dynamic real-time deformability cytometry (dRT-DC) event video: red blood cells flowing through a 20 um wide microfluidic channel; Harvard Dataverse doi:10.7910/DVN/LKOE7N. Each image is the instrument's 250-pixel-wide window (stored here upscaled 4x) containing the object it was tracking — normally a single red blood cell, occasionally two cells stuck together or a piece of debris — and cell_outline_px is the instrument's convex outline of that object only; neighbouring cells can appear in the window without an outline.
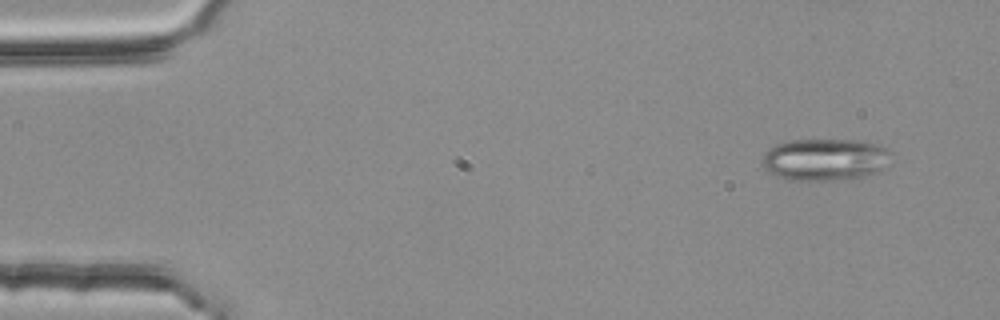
{"species": "common noctule bat (a hibernating species)", "species_latin": "Nyctalus noctula", "temperature_condition": "room temperature", "stored_images_in_passage": 5, "camera_frame_rate_fps": 3000, "um_per_image_px": 0.085, "animal": {"sex": "female", "body_mass_g": 25.1}, "frame": {"image": 1, "passage_image": 1, "time_ms": 0.0, "image_size_px": [1000, 320], "cell_outline_px": [[892, 152], [880, 168], [876, 172], [860, 176], [832, 180], [788, 180], [776, 176], [768, 172], [764, 168], [764, 156], [776, 144], [788, 140], [856, 140], [876, 144]], "centroid_in_image_um": [70.07, 13.55], "position_along_channel_um": 14.9, "area_um2": 30.81}}
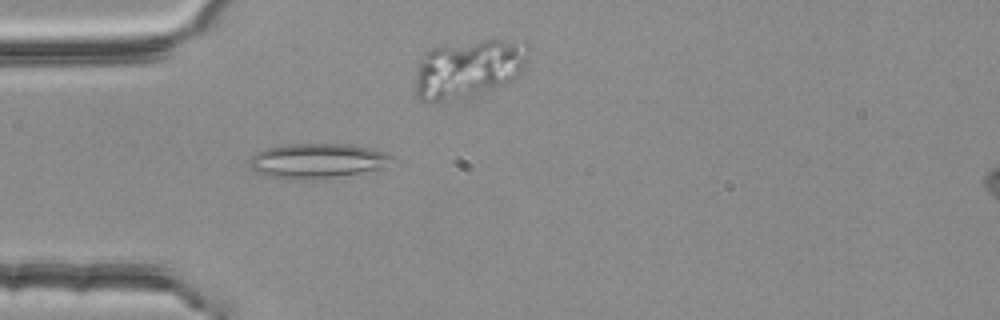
{"frame": {"image": 2, "passage_image": 4, "time_ms": 1.0, "image_size_px": [1000, 320], "cell_outline_px": [[396, 156], [380, 168], [360, 172], [332, 176], [300, 180], [296, 180], [268, 176], [256, 172], [252, 168], [252, 156], [256, 152], [264, 148], [288, 144], [352, 144], [388, 152]], "centroid_in_image_um": [26.97, 13.64], "position_along_channel_um": 58.0, "area_um2": 28.44}}